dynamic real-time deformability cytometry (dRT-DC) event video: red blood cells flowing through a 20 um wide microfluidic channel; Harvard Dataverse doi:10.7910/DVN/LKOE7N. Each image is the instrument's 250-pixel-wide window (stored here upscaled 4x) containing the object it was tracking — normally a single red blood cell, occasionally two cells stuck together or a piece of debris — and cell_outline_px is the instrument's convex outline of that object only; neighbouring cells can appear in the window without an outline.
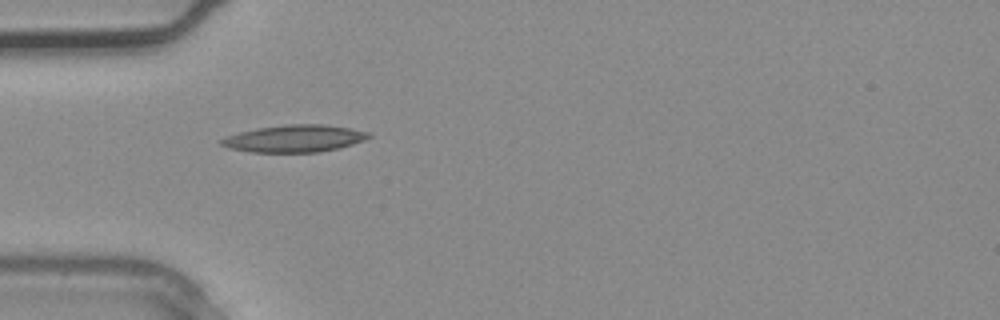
{"species": "common noctule bat (a hibernating species)", "species_latin": "Nyctalus noctula", "temperature_condition": "warm", "stored_images_in_passage": 2, "camera_frame_rate_fps": 3000, "um_per_image_px": 0.085, "animal": {"sex": "male", "body_mass_g": 20.4}, "frame": {"image": 1, "passage_image": 2, "time_ms": 0.333, "image_size_px": [1000, 320], "cell_outline_px": [[372, 136], [364, 140], [340, 148], [316, 152], [252, 152], [228, 148], [220, 144], [220, 140], [228, 136], [240, 132], [260, 128], [288, 124], [324, 124], [348, 128], [368, 132]], "centroid_in_image_um": [25.04, 11.78], "position_along_channel_um": 60.0, "area_um2": 23.06}}